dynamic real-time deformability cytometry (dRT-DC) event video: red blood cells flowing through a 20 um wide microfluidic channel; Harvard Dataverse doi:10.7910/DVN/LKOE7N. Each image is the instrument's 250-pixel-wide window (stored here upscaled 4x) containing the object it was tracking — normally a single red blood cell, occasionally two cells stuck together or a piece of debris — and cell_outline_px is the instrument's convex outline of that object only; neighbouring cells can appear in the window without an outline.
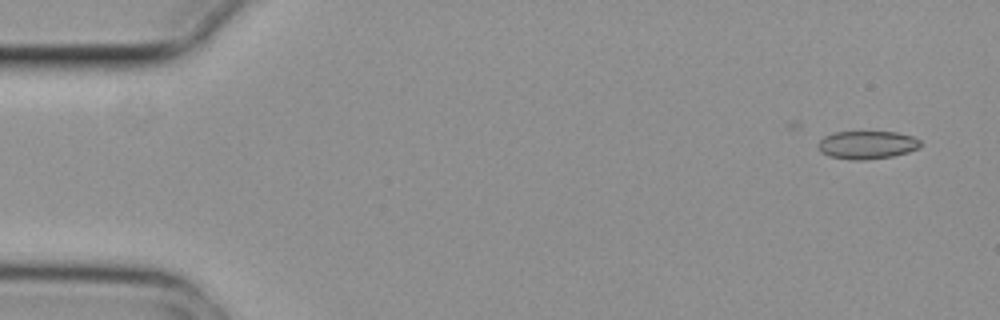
{"species": "common noctule bat (a hibernating species)", "species_latin": "Nyctalus noctula", "temperature_condition": "cold", "stored_images_in_passage": 5, "camera_frame_rate_fps": 3000, "um_per_image_px": 0.085, "animal": {"sex": "female", "body_mass_g": 29.2, "forearm_length_mm": 56.3}, "frame": {"image": 1, "passage_image": 1, "time_ms": 0.0, "image_size_px": [1000, 320], "cell_outline_px": [[920, 148], [908, 152], [892, 156], [864, 160], [852, 160], [828, 156], [820, 152], [816, 144], [824, 136], [836, 132], [896, 132], [912, 136], [920, 140]], "centroid_in_image_um": [73.67, 12.32], "position_along_channel_um": 11.3, "area_um2": 16.82}}